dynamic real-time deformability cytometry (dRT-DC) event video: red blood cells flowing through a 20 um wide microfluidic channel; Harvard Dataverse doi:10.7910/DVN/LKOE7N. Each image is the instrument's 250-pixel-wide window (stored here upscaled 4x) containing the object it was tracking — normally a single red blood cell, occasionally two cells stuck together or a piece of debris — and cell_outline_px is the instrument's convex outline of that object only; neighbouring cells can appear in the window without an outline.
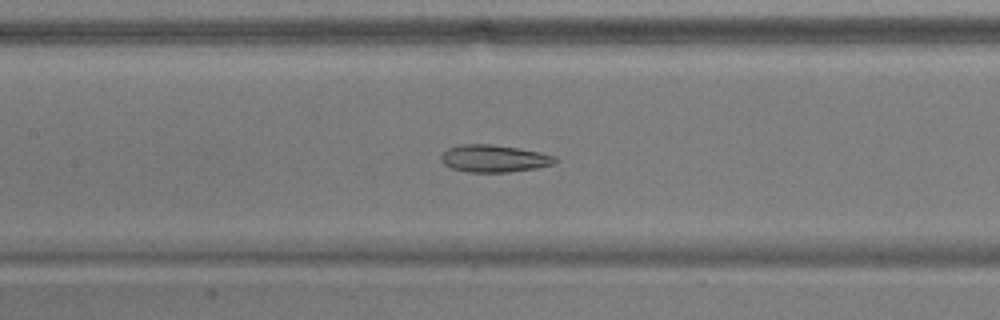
{"species": "common noctule bat (a hibernating species)", "species_latin": "Nyctalus noctula", "temperature_condition": "warm", "stored_images_in_passage": 54, "camera_frame_rate_fps": 3000, "um_per_image_px": 0.085, "animal": {"sex": "male", "body_mass_g": 17.9}, "frame": {"image": 1, "passage_image": 25, "time_ms": 8.0, "image_size_px": [1000, 320], "cell_outline_px": [[556, 160], [552, 164], [536, 168], [508, 172], [468, 172], [452, 168], [444, 164], [440, 160], [440, 152], [448, 148], [464, 144], [492, 144], [540, 152], [556, 156]], "centroid_in_image_um": [41.94, 13.47], "position_along_channel_um": 165.5, "area_um2": 18.09}}
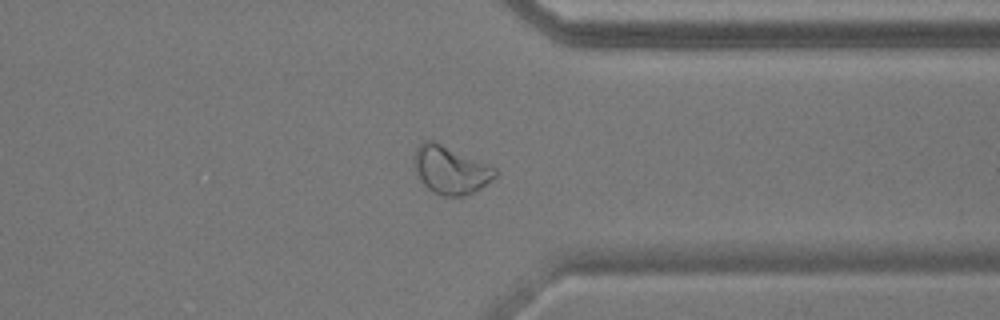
{"frame": {"image": 2, "passage_image": 42, "time_ms": 13.667, "image_size_px": [1000, 320], "cell_outline_px": [[496, 176], [480, 188], [464, 196], [444, 196], [432, 192], [420, 180], [416, 172], [412, 156], [416, 148], [424, 140], [432, 140], [496, 168]], "centroid_in_image_um": [38.24, 14.45], "position_along_channel_um": 373.2, "area_um2": 22.31}}
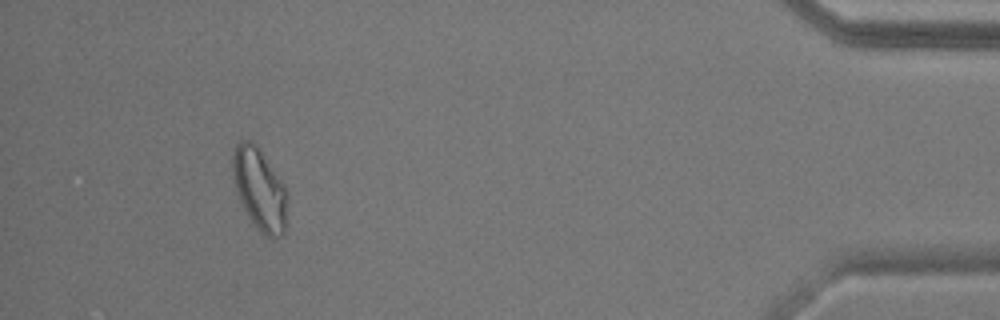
{"frame": {"image": 3, "passage_image": 50, "time_ms": 16.333, "image_size_px": [1000, 320], "cell_outline_px": [[288, 224], [284, 236], [268, 236], [260, 232], [256, 228], [248, 216], [236, 192], [232, 172], [232, 156], [236, 144], [240, 140], [252, 140], [260, 148], [284, 184], [288, 196]], "centroid_in_image_um": [22.1, 16.09], "position_along_channel_um": 413.1, "area_um2": 26.7}, "authors_computed_cell_mechanics": {"area_um2": 23.6113, "velocity_mm_per_s": 3.7182, "shape_relaxation_time_tau1_ms": null, "shape_relaxation_time_tau2_ms": 2.1704, "deformation_change_tau1": null, "deformation_change_tau2": 0.0944}}